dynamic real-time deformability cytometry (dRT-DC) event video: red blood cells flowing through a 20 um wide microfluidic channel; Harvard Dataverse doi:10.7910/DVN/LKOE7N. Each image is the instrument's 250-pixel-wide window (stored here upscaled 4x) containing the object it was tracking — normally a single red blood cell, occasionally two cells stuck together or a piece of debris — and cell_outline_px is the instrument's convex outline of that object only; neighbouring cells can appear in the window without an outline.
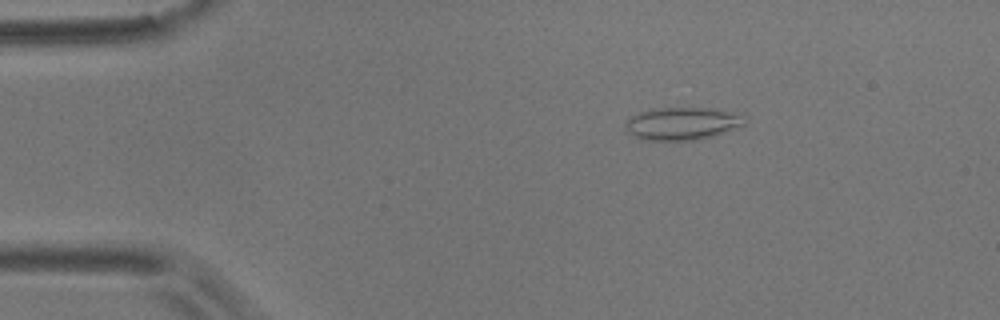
{"species": "common noctule bat (a hibernating species)", "species_latin": "Nyctalus noctula", "temperature_condition": "room temperature", "stored_images_in_passage": 49, "camera_frame_rate_fps": 3000, "um_per_image_px": 0.085, "animal": {"sex": "male", "body_mass_g": 17.9}, "frame": {"image": 1, "passage_image": 2, "time_ms": 0.333, "image_size_px": [1000, 320], "cell_outline_px": [[744, 124], [724, 132], [712, 136], [696, 140], [640, 140], [628, 132], [624, 128], [624, 124], [628, 116], [652, 108], [720, 108], [736, 116]], "centroid_in_image_um": [57.82, 10.5], "position_along_channel_um": 27.2, "area_um2": 22.43}}
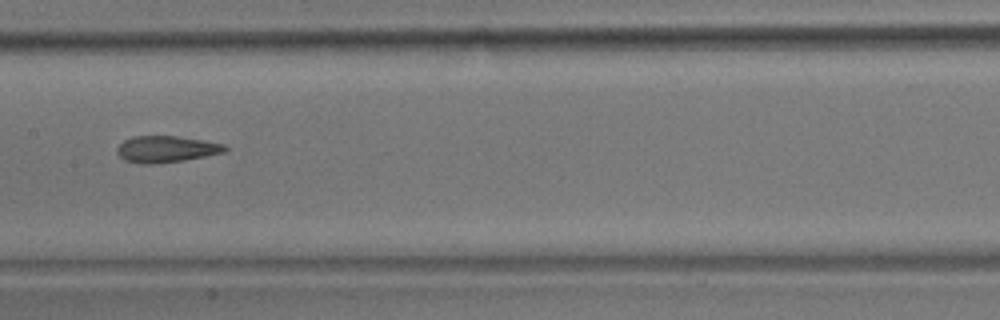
{"frame": {"image": 2, "passage_image": 21, "time_ms": 6.667, "image_size_px": [1000, 320], "cell_outline_px": [[228, 148], [224, 152], [184, 160], [156, 164], [140, 164], [124, 160], [116, 152], [116, 148], [124, 140], [132, 136], [176, 136], [204, 140], [224, 144]], "centroid_in_image_um": [14.1, 12.68], "position_along_channel_um": 193.3, "area_um2": 16.7}}
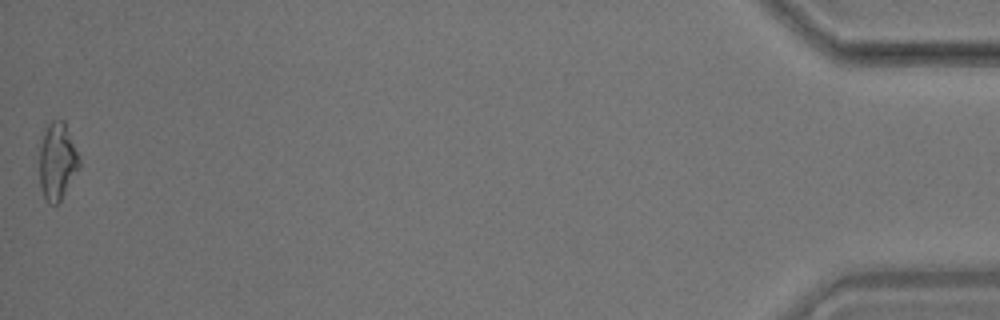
{"frame": {"image": 3, "passage_image": 49, "time_ms": 16.0, "image_size_px": [1000, 320], "cell_outline_px": [[80, 168], [60, 200], [56, 204], [52, 204], [44, 196], [40, 188], [40, 148], [44, 132], [48, 124], [52, 120], [64, 120], [80, 160]], "centroid_in_image_um": [4.87, 13.7], "position_along_channel_um": 430.3, "area_um2": 17.57}, "authors_computed_cell_mechanics": {"area_um2": 17.2822, "velocity_mm_per_s": 3.5556, "shape_relaxation_time_tau1_ms": null, "shape_relaxation_time_tau2_ms": 2.6387, "deformation_change_tau1": null, "deformation_change_tau2": 0.1263}}